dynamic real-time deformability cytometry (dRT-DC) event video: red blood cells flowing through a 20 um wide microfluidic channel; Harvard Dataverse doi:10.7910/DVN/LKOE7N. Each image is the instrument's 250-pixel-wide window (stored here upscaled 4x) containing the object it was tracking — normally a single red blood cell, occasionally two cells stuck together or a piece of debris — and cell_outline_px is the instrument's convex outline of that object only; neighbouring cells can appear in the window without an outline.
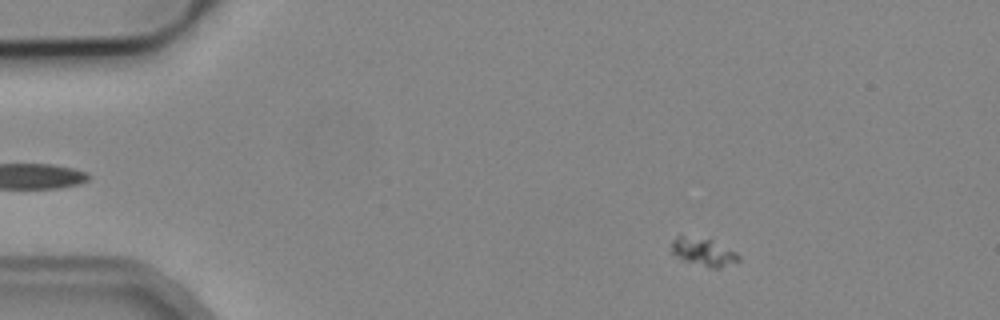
{"species": "common noctule bat (a hibernating species)", "species_latin": "Nyctalus noctula", "temperature_condition": "cold", "stored_images_in_passage": 7, "camera_frame_rate_fps": 3000, "um_per_image_px": 0.085, "animal": {"sex": "male", "body_mass_g": 19.2, "forearm_length_mm": 51.8}, "frame": {"image": 1, "passage_image": 1, "time_ms": 0.0, "image_size_px": [1000, 320], "cell_outline_px": [[740, 260], [720, 268], [712, 268], [676, 256], [672, 252], [672, 240], [676, 236], [684, 236], [712, 240], [736, 252], [740, 256]], "centroid_in_image_um": [59.82, 21.41], "position_along_channel_um": 25.2, "area_um2": 10.46}}
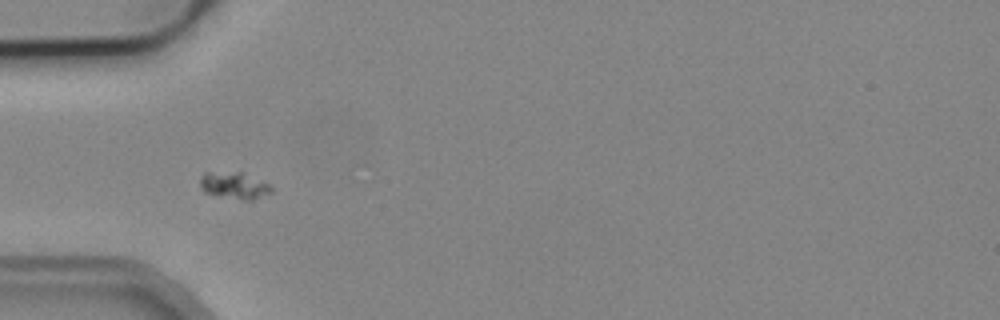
{"frame": {"image": 2, "passage_image": 3, "time_ms": 3.0, "image_size_px": [1000, 320], "cell_outline_px": [[272, 192], [252, 200], [244, 200], [204, 192], [200, 188], [200, 176], [204, 172], [244, 172], [268, 184], [272, 188]], "centroid_in_image_um": [19.89, 15.75], "position_along_channel_um": 65.1, "area_um2": 11.04}}